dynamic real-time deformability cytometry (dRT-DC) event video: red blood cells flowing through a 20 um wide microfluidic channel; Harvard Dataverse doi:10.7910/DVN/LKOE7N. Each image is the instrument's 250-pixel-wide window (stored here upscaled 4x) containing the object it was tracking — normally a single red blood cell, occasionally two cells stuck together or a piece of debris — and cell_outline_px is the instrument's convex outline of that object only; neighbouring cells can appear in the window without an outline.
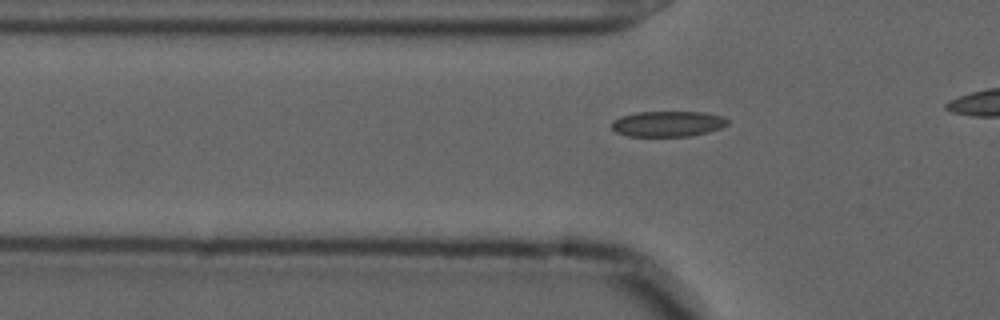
{"species": "common noctule bat (a hibernating species)", "species_latin": "Nyctalus noctula", "temperature_condition": "cold", "stored_images_in_passage": 37, "camera_frame_rate_fps": 3000, "um_per_image_px": 0.085, "animal": {"sex": "male", "forearm_length_mm": 52.5}, "frame": {"image": 1, "passage_image": 9, "time_ms": 2.667, "image_size_px": [1000, 320], "cell_outline_px": [[728, 124], [720, 128], [708, 132], [692, 136], [628, 136], [616, 132], [612, 128], [612, 120], [620, 116], [636, 112], [704, 112], [724, 116], [728, 120]], "centroid_in_image_um": [56.76, 10.52], "position_along_channel_um": 69.0, "area_um2": 17.4}}
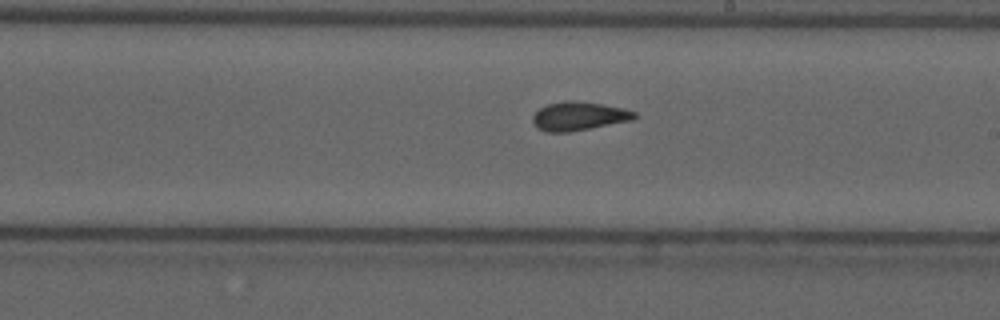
{"frame": {"image": 2, "passage_image": 23, "time_ms": 7.333, "image_size_px": [1000, 320], "cell_outline_px": [[636, 116], [632, 120], [568, 132], [544, 132], [536, 128], [532, 124], [532, 116], [540, 108], [548, 104], [564, 100], [572, 100], [604, 104], [624, 108], [636, 112]], "centroid_in_image_um": [49.16, 9.87], "position_along_channel_um": 239.8, "area_um2": 17.11}}
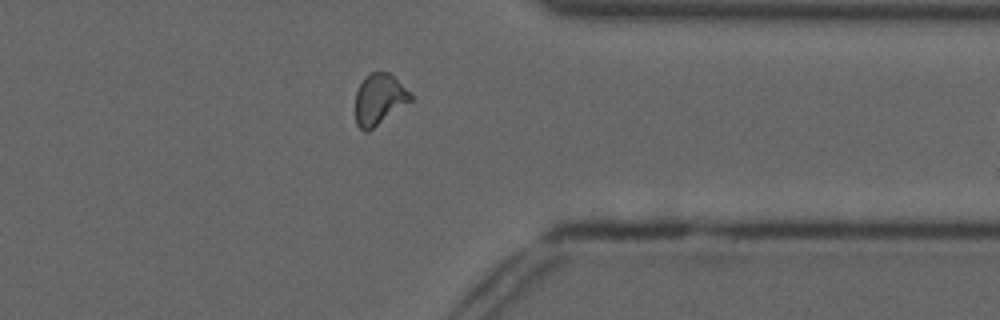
{"frame": {"image": 3, "passage_image": 35, "time_ms": 11.333, "image_size_px": [1000, 320], "cell_outline_px": [[412, 100], [368, 132], [364, 132], [356, 124], [356, 92], [364, 76], [368, 72], [388, 72], [412, 96]], "centroid_in_image_um": [32.19, 8.45], "position_along_channel_um": 379.2, "area_um2": 16.13}}